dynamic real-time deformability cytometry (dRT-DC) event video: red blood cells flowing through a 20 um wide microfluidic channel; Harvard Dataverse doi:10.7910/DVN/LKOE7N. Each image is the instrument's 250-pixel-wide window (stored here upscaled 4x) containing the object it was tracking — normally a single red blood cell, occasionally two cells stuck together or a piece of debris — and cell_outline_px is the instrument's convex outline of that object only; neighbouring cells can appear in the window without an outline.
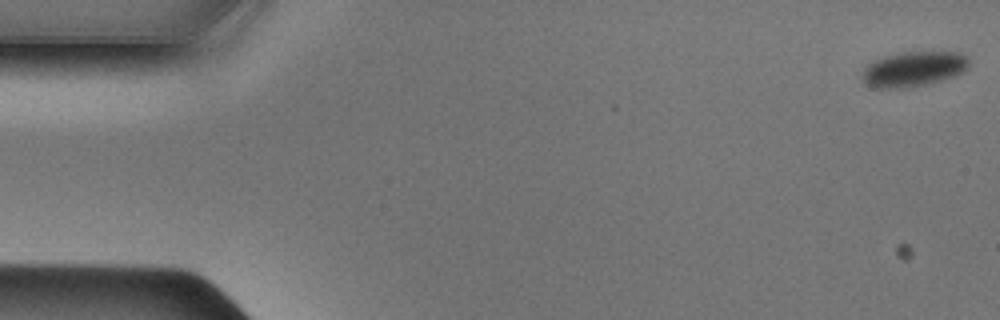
{"species": "Egyptian fruit bat (a non-hibernating species)", "species_latin": "Rousettus aegyptiacus", "temperature_condition": "cold", "stored_images_in_passage": 11, "camera_frame_rate_fps": 3000, "um_per_image_px": 0.085, "animal": {"sex": "male"}, "frame": {"image": 1, "passage_image": 1, "time_ms": 0.0, "image_size_px": [1000, 320], "cell_outline_px": [[968, 68], [964, 72], [956, 76], [944, 80], [904, 88], [876, 88], [868, 84], [864, 80], [864, 68], [872, 60], [884, 56], [904, 52], [960, 52], [968, 56]], "centroid_in_image_um": [77.71, 5.86], "position_along_channel_um": 7.3, "area_um2": 21.79}}